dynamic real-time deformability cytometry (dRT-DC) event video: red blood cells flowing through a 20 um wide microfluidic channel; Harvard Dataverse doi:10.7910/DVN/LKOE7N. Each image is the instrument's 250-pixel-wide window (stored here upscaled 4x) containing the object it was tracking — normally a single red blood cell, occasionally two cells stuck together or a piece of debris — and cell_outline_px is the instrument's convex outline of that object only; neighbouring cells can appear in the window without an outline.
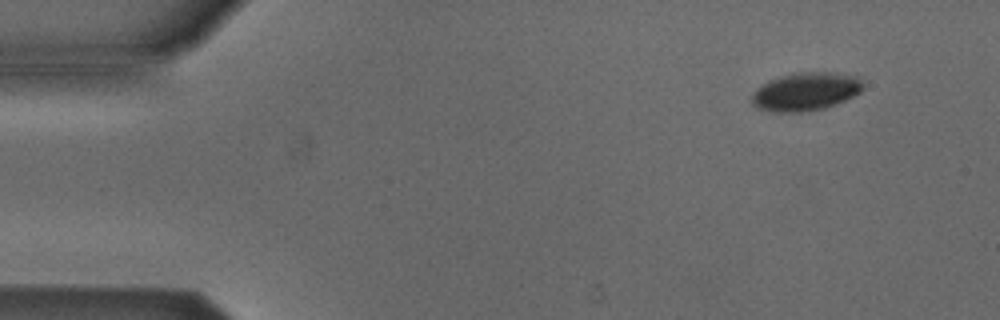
{"species": "Egyptian fruit bat (a non-hibernating species)", "species_latin": "Rousettus aegyptiacus", "temperature_condition": "cold", "stored_images_in_passage": 5, "segment_of_instrument_passage": [2, 2], "camera_frame_rate_fps": 3000, "um_per_image_px": 0.085, "animal": {"sex": "male"}, "frame": {"image": 1, "passage_image": 5, "time_ms": 5.0, "image_size_px": [1000, 320], "cell_outline_px": [[864, 88], [860, 92], [836, 104], [824, 108], [800, 112], [772, 112], [756, 108], [748, 100], [752, 92], [756, 88], [768, 80], [792, 72], [832, 72], [856, 76], [864, 84]], "centroid_in_image_um": [68.41, 7.78], "position_along_channel_um": 16.6, "area_um2": 25.14}}